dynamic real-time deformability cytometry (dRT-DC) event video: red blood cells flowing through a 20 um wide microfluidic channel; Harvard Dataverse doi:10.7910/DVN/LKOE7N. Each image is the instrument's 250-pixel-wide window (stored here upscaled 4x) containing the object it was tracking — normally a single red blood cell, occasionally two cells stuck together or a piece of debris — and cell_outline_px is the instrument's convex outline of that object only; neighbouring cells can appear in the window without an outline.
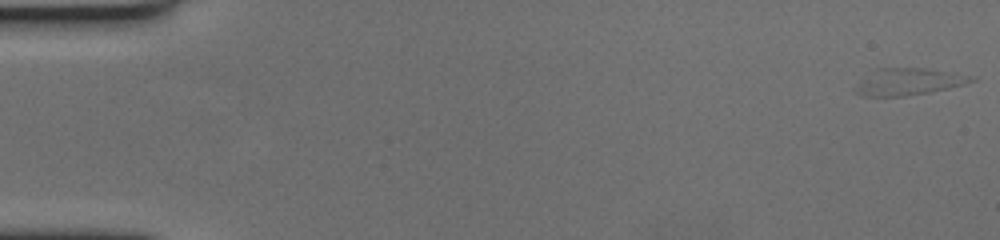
{"species": "human", "species_latin": "Homo sapiens", "temperature_condition": "cold", "stored_images_in_passage": 18, "camera_frame_rate_fps": 3000, "um_per_image_px": 0.085, "donor": {"sex": "female"}, "frame": {"image": 1, "passage_image": 1, "time_ms": 0.0, "image_size_px": [1000, 240], "cell_outline_px": [[976, 80], [964, 84], [948, 88], [908, 96], [860, 96], [852, 88], [860, 80], [876, 68], [924, 68], [952, 72], [976, 76]], "centroid_in_image_um": [77.2, 6.94], "position_along_channel_um": 7.8, "area_um2": 18.26}}
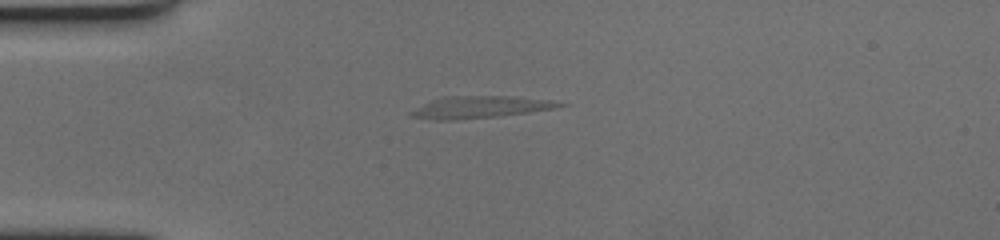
{"frame": {"image": 2, "passage_image": 16, "time_ms": 5.0, "image_size_px": [1000, 240], "cell_outline_px": [[568, 104], [556, 108], [500, 116], [456, 120], [432, 120], [408, 116], [408, 112], [440, 96], [512, 96], [548, 100]], "centroid_in_image_um": [40.74, 9.11], "position_along_channel_um": 44.3, "area_um2": 19.07}}